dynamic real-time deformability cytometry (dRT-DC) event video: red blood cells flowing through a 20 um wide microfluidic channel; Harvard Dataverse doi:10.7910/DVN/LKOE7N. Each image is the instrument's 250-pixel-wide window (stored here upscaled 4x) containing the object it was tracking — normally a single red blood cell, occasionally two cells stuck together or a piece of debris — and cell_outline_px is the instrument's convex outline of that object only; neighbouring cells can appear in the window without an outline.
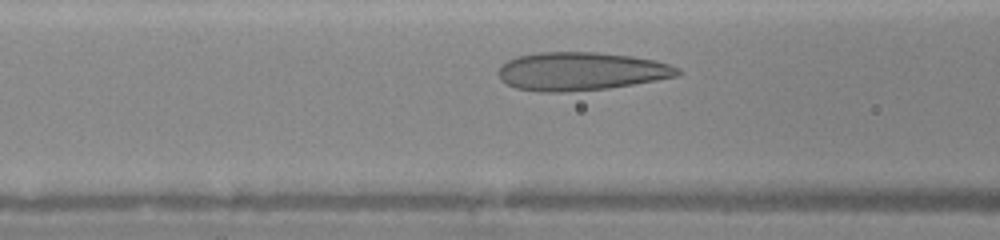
{"species": "human", "species_latin": "Homo sapiens", "temperature_condition": "warm", "stored_images_in_passage": 26, "camera_frame_rate_fps": 3000, "um_per_image_px": 0.085, "donor": {"sex": "female"}, "frame": {"image": 1, "passage_image": 7, "time_ms": 2.0, "image_size_px": [1000, 240], "cell_outline_px": [[680, 72], [676, 76], [656, 80], [608, 88], [560, 92], [536, 92], [516, 88], [500, 80], [496, 72], [508, 60], [520, 56], [540, 52], [596, 52], [632, 56], [656, 60], [680, 68]], "centroid_in_image_um": [49.36, 6.06], "position_along_channel_um": 117.2, "area_um2": 39.82}}
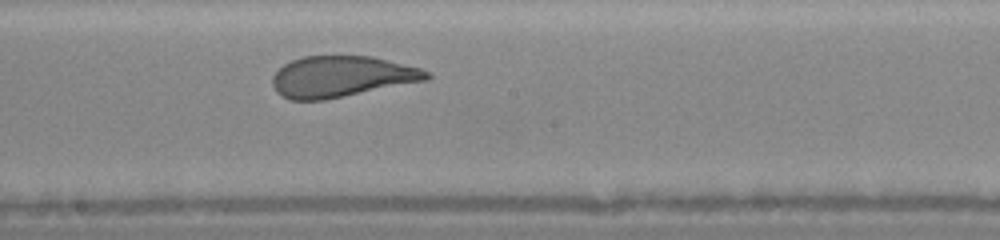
{"frame": {"image": 2, "passage_image": 14, "time_ms": 4.333, "image_size_px": [1000, 240], "cell_outline_px": [[432, 76], [428, 80], [324, 100], [288, 100], [280, 96], [276, 92], [272, 84], [272, 76], [284, 64], [292, 60], [304, 56], [372, 56], [420, 68], [428, 72]], "centroid_in_image_um": [29.01, 6.52], "position_along_channel_um": 219.2, "area_um2": 36.93}}
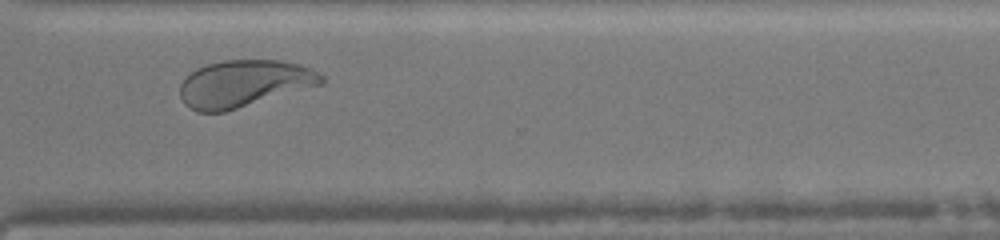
{"frame": {"image": 3, "passage_image": 23, "time_ms": 7.333, "image_size_px": [1000, 240], "cell_outline_px": [[324, 84], [224, 112], [196, 112], [188, 108], [184, 104], [180, 96], [180, 84], [196, 68], [208, 64], [224, 60], [280, 60], [300, 64], [324, 76]], "centroid_in_image_um": [20.73, 7.11], "position_along_channel_um": 349.9, "area_um2": 38.73}}